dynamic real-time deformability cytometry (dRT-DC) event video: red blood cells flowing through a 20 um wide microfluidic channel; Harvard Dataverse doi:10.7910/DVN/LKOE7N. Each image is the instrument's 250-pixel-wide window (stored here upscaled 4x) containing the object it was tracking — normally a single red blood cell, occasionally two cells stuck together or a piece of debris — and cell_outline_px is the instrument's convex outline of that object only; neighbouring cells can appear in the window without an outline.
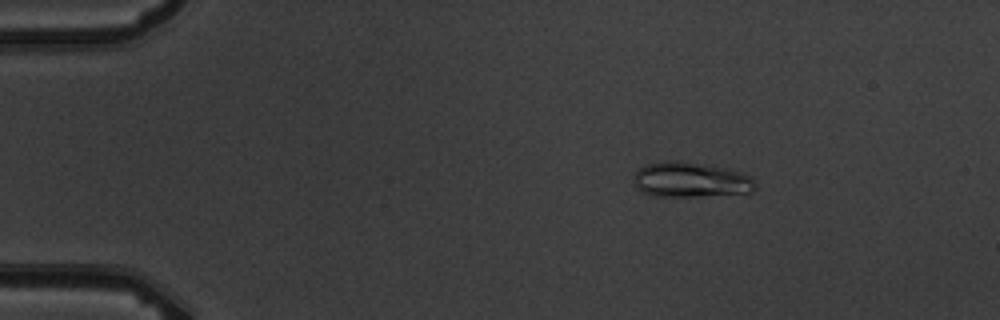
{"species": "common noctule bat (a hibernating species)", "species_latin": "Nyctalus noctula", "temperature_condition": "warm", "stored_images_in_passage": 6, "camera_frame_rate_fps": 3000, "um_per_image_px": 0.085, "animal": {"sex": "male", "body_mass_g": 19.5, "forearm_length_mm": 54.6}, "frame": {"image": 1, "passage_image": 3, "time_ms": 2.0, "image_size_px": [1000, 320], "cell_outline_px": [[756, 188], [752, 192], [696, 196], [652, 196], [640, 192], [636, 188], [632, 180], [636, 172], [640, 168], [648, 164], [664, 160], [680, 160], [704, 164], [724, 168], [740, 172], [752, 176], [756, 184]], "centroid_in_image_um": [58.67, 15.28], "position_along_channel_um": 26.3, "area_um2": 25.09}}
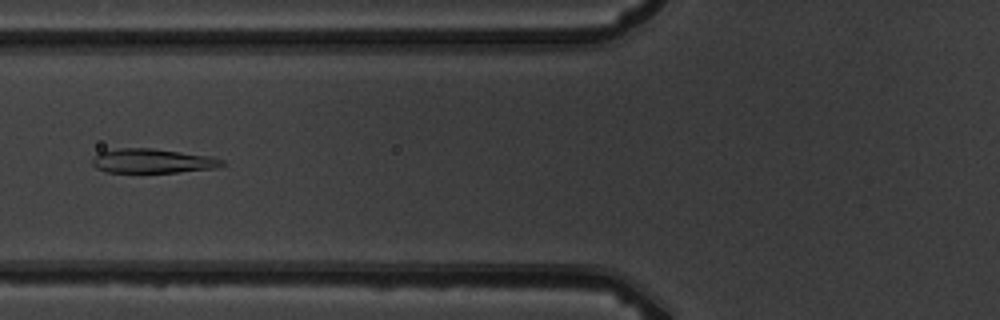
{"frame": {"image": 2, "passage_image": 6, "time_ms": 6.333, "image_size_px": [1000, 320], "cell_outline_px": [[224, 164], [216, 168], [176, 172], [108, 172], [96, 168], [92, 164], [92, 160], [100, 152], [116, 148], [152, 148], [212, 156], [224, 160]], "centroid_in_image_um": [12.98, 13.67], "position_along_channel_um": 112.8, "area_um2": 18.32}}